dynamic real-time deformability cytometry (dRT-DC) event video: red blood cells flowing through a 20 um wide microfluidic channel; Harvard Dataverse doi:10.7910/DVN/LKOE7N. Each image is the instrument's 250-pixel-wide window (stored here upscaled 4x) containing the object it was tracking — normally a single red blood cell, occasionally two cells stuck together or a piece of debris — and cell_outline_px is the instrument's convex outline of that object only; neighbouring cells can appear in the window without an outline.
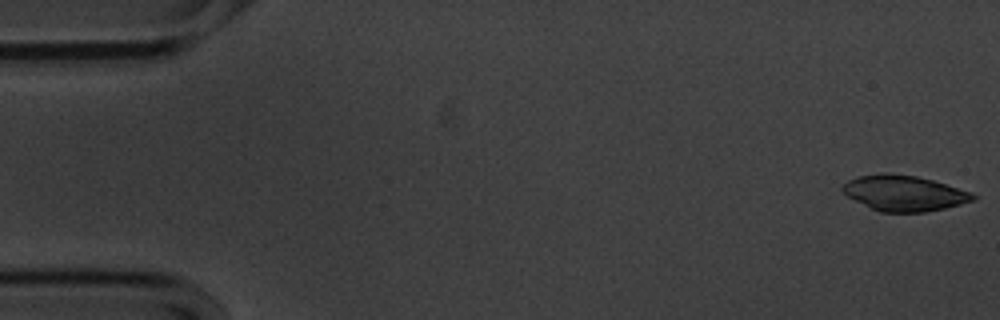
{"species": "common noctule bat (a hibernating species)", "species_latin": "Nyctalus noctula", "temperature_condition": "cold", "stored_images_in_passage": 55, "camera_frame_rate_fps": 3000, "um_per_image_px": 0.085, "animal": {"sex": "male", "body_mass_g": 20.1, "forearm_length_mm": 53.5}, "frame": {"image": 1, "passage_image": 1, "time_ms": 0.0, "image_size_px": [1000, 320], "cell_outline_px": [[976, 200], [944, 208], [924, 212], [880, 212], [848, 196], [840, 188], [848, 180], [860, 176], [884, 172], [888, 172], [916, 176], [932, 180], [972, 192], [976, 196]], "centroid_in_image_um": [76.86, 16.41], "position_along_channel_um": 8.1, "area_um2": 26.82}}
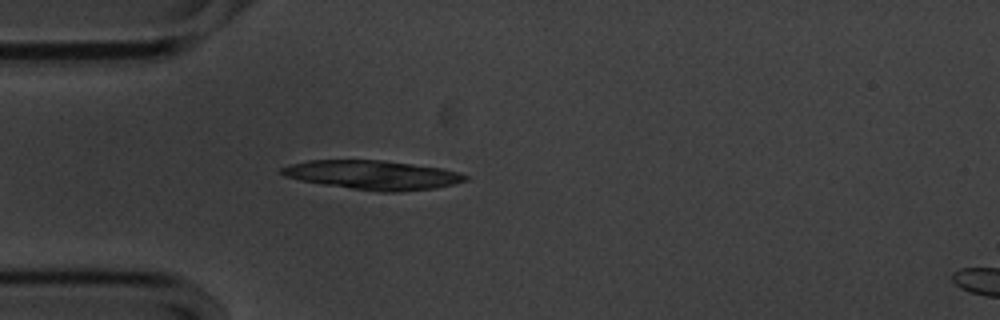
{"frame": {"image": 2, "passage_image": 15, "time_ms": 4.667, "image_size_px": [1000, 320], "cell_outline_px": [[468, 180], [436, 188], [396, 192], [380, 192], [324, 184], [300, 180], [288, 176], [280, 172], [280, 168], [288, 164], [308, 160], [384, 160], [440, 168], [456, 172], [468, 176]], "centroid_in_image_um": [31.67, 14.86], "position_along_channel_um": 53.3, "area_um2": 30.81}}